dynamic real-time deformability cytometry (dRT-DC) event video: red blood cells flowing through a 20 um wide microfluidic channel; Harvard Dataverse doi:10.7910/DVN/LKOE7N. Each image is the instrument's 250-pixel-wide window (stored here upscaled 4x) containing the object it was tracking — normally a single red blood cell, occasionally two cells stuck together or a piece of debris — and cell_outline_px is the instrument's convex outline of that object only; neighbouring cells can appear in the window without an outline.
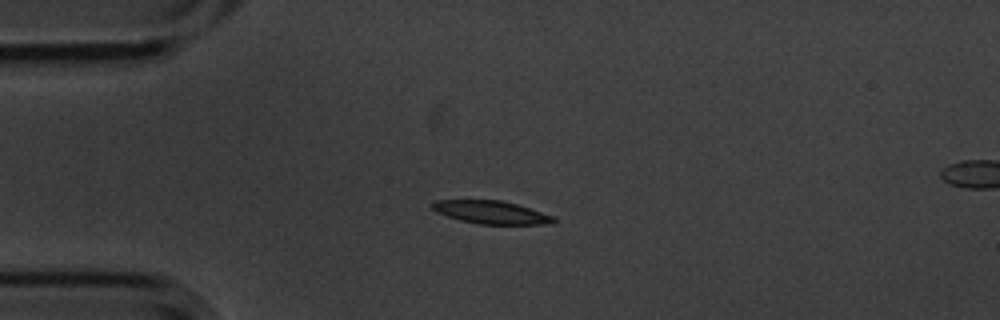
{"species": "common noctule bat (a hibernating species)", "species_latin": "Nyctalus noctula", "temperature_condition": "cold", "stored_images_in_passage": 10, "camera_frame_rate_fps": 3000, "um_per_image_px": 0.085, "animal": {"sex": "male", "body_mass_g": 20.1, "forearm_length_mm": 53.5}, "frame": {"image": 1, "passage_image": 4, "time_ms": 1.0, "image_size_px": [1000, 320], "cell_outline_px": [[556, 220], [552, 224], [480, 224], [460, 220], [436, 212], [432, 208], [432, 204], [436, 200], [500, 200], [516, 204], [552, 216]], "centroid_in_image_um": [41.73, 18.05], "position_along_channel_um": 43.3, "area_um2": 15.95}}
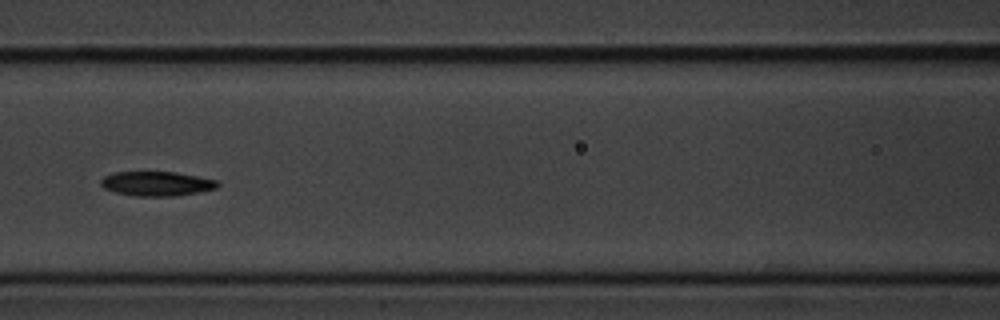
{"frame": {"image": 2, "passage_image": 7, "time_ms": 2.0, "image_size_px": [1000, 320], "cell_outline_px": [[220, 184], [216, 188], [200, 192], [176, 196], [132, 196], [116, 192], [104, 188], [100, 184], [100, 180], [104, 176], [116, 172], [176, 172], [220, 180]], "centroid_in_image_um": [13.36, 15.61], "position_along_channel_um": 153.2, "area_um2": 16.82}}
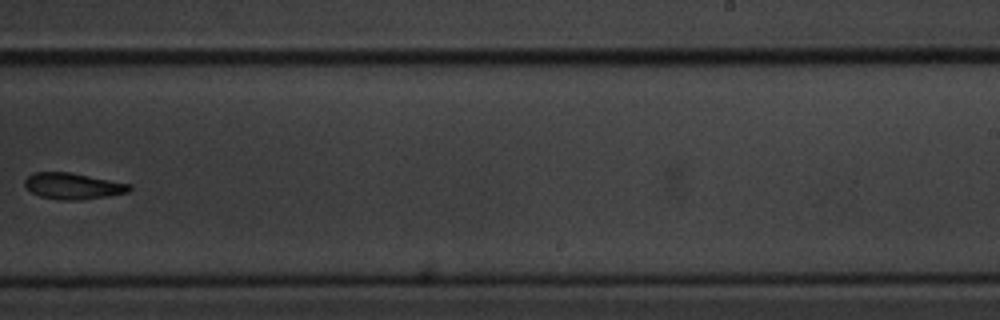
{"frame": {"image": 3, "passage_image": 10, "time_ms": 3.0, "image_size_px": [1000, 320], "cell_outline_px": [[132, 188], [128, 192], [84, 200], [60, 200], [40, 196], [32, 192], [24, 184], [24, 180], [32, 172], [68, 172], [132, 184]], "centroid_in_image_um": [6.2, 15.81], "position_along_channel_um": 282.8, "area_um2": 15.95}}